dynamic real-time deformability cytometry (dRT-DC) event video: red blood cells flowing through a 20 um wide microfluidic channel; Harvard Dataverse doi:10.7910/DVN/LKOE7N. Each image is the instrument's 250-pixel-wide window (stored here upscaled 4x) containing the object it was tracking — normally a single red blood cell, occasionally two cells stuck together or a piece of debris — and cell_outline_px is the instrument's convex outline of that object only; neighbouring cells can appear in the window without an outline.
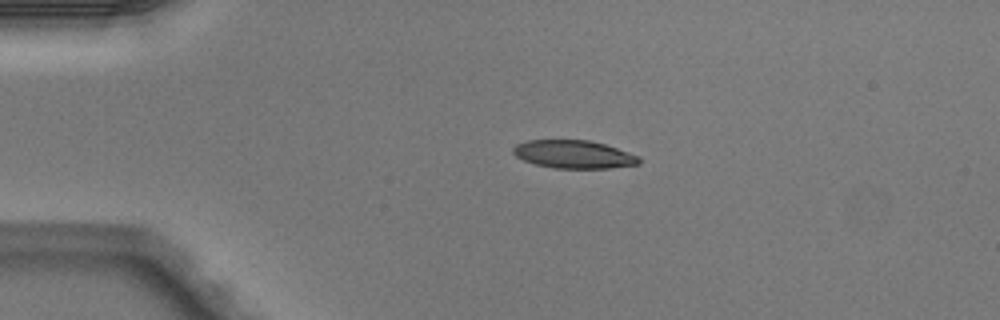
{"species": "Egyptian fruit bat (a non-hibernating species)", "species_latin": "Rousettus aegyptiacus", "temperature_condition": "warm", "stored_images_in_passage": 3, "camera_frame_rate_fps": 3000, "um_per_image_px": 0.085, "animal": {"sex": "male"}, "frame": {"image": 1, "passage_image": 2, "time_ms": 0.333, "image_size_px": [1000, 320], "cell_outline_px": [[640, 164], [608, 168], [552, 168], [536, 164], [524, 160], [516, 156], [512, 152], [512, 148], [516, 144], [528, 140], [588, 140], [604, 144], [640, 156]], "centroid_in_image_um": [48.76, 13.12], "position_along_channel_um": 36.2, "area_um2": 20.52}}